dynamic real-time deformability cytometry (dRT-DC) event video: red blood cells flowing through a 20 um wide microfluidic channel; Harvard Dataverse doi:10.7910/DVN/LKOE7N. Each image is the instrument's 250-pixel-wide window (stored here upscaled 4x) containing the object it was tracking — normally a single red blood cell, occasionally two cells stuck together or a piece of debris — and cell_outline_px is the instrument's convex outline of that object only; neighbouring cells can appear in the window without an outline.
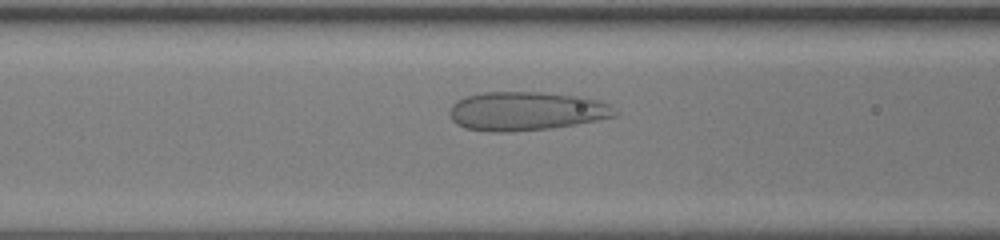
{"species": "human", "species_latin": "Homo sapiens", "temperature_condition": "room temperature", "stored_images_in_passage": 38, "camera_frame_rate_fps": 3000, "um_per_image_px": 0.085, "donor": {"sex": "female"}, "frame": {"image": 1, "passage_image": 10, "time_ms": 3.0, "image_size_px": [1000, 240], "cell_outline_px": [[620, 112], [616, 116], [576, 124], [548, 128], [512, 132], [488, 132], [464, 128], [456, 124], [452, 120], [448, 112], [452, 104], [456, 100], [468, 96], [484, 92], [544, 92], [580, 96], [600, 100], [608, 104]], "centroid_in_image_um": [44.71, 9.44], "position_along_channel_um": 121.9, "area_um2": 37.69}}
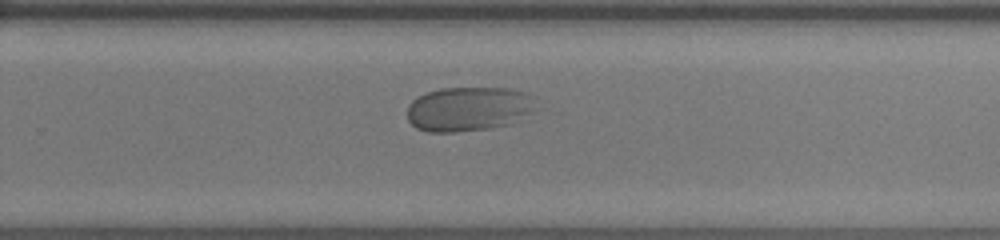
{"frame": {"image": 2, "passage_image": 22, "time_ms": 7.0, "image_size_px": [1000, 240], "cell_outline_px": [[532, 112], [508, 124], [488, 128], [456, 132], [428, 132], [416, 128], [408, 120], [408, 104], [412, 100], [424, 92], [440, 88], [508, 88], [528, 92], [532, 96]], "centroid_in_image_um": [39.76, 9.25], "position_along_channel_um": 290.0, "area_um2": 33.23}}
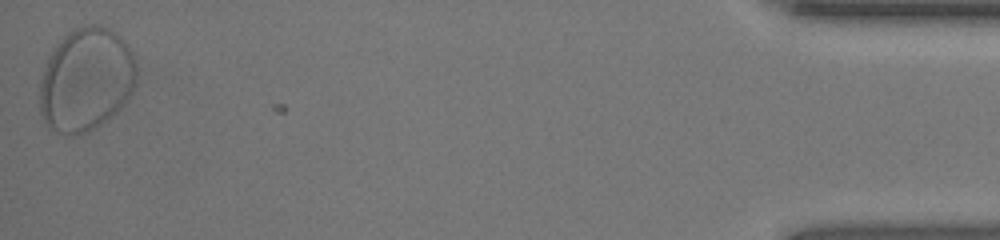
{"frame": {"image": 3, "passage_image": 38, "time_ms": 12.333, "image_size_px": [1000, 240], "cell_outline_px": [[136, 76], [132, 88], [124, 104], [112, 116], [88, 132], [72, 136], [68, 136], [56, 132], [48, 128], [40, 112], [40, 84], [44, 68], [56, 44], [72, 28], [88, 24], [100, 24], [116, 32], [128, 44], [136, 60]], "centroid_in_image_um": [7.32, 6.76], "position_along_channel_um": 427.9, "area_um2": 58.61}}